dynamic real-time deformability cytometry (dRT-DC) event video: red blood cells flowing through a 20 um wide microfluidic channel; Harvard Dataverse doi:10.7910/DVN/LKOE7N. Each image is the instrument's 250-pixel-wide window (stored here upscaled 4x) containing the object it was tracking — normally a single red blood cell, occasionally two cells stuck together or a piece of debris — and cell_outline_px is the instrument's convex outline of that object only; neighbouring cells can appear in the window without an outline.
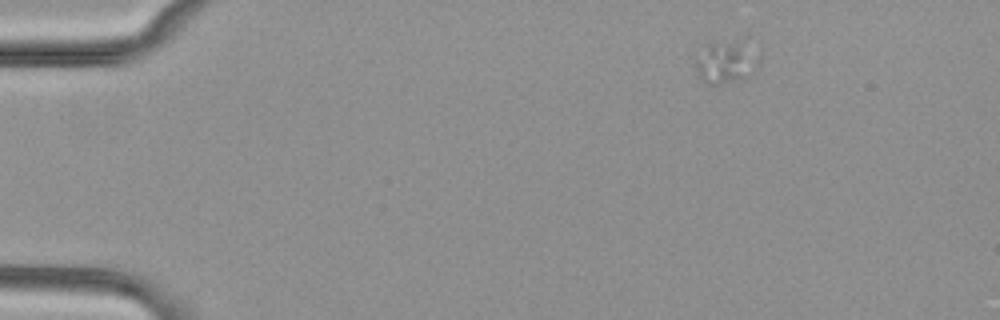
{"species": "common noctule bat (a hibernating species)", "species_latin": "Nyctalus noctula", "temperature_condition": "cold", "stored_images_in_passage": 44, "camera_frame_rate_fps": 3000, "um_per_image_px": 0.085, "animal": {"sex": "female", "body_mass_g": 29.2, "forearm_length_mm": 56.3}, "frame": {"image": 1, "passage_image": 7, "time_ms": 2.0, "image_size_px": [1000, 320], "cell_outline_px": [[760, 60], [756, 72], [740, 80], [716, 84], [704, 84], [696, 72], [696, 60], [708, 44], [736, 40], [740, 40]], "centroid_in_image_um": [61.71, 5.32], "position_along_channel_um": 23.3, "area_um2": 15.32}}